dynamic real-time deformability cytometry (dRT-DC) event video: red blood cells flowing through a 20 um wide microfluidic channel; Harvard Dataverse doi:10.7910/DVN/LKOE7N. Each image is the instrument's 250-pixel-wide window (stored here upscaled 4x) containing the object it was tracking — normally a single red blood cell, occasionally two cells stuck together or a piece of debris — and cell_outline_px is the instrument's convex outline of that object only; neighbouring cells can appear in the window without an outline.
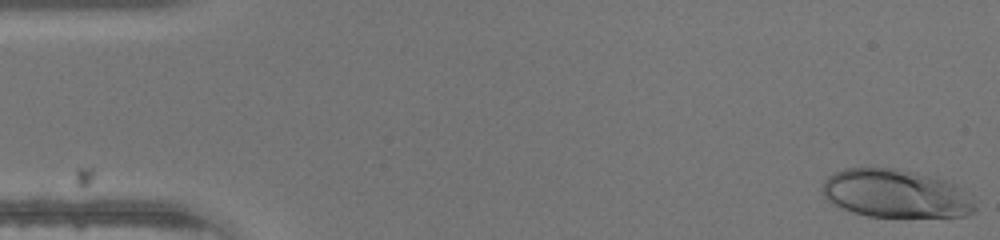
{"species": "human", "species_latin": "Homo sapiens", "temperature_condition": "warm", "stored_images_in_passage": 46, "camera_frame_rate_fps": 3000, "um_per_image_px": 0.085, "donor": {"sex": "male"}, "frame": {"image": 1, "passage_image": 1, "time_ms": 0.0, "image_size_px": [1000, 240], "cell_outline_px": [[976, 208], [972, 212], [964, 216], [868, 216], [852, 212], [840, 208], [832, 204], [824, 196], [820, 188], [824, 180], [832, 172], [844, 168], [896, 168], [944, 180], [956, 184], [960, 188]], "centroid_in_image_um": [76.02, 16.45], "position_along_channel_um": 9.0, "area_um2": 42.48}}
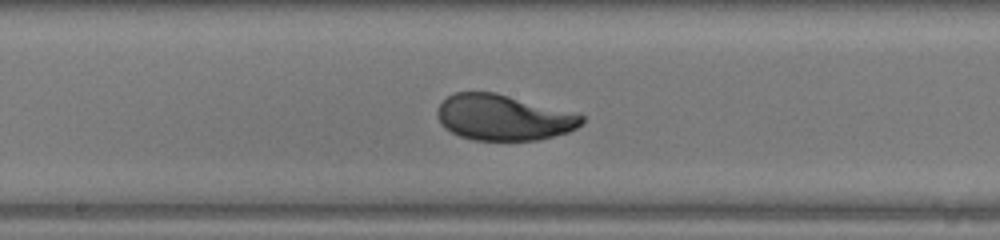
{"frame": {"image": 2, "passage_image": 24, "time_ms": 7.667, "image_size_px": [1000, 240], "cell_outline_px": [[584, 124], [568, 132], [540, 140], [472, 140], [460, 136], [444, 128], [440, 124], [436, 116], [436, 108], [448, 96], [456, 92], [496, 92], [580, 112], [584, 116]], "centroid_in_image_um": [42.84, 9.97], "position_along_channel_um": 205.4, "area_um2": 39.36}}
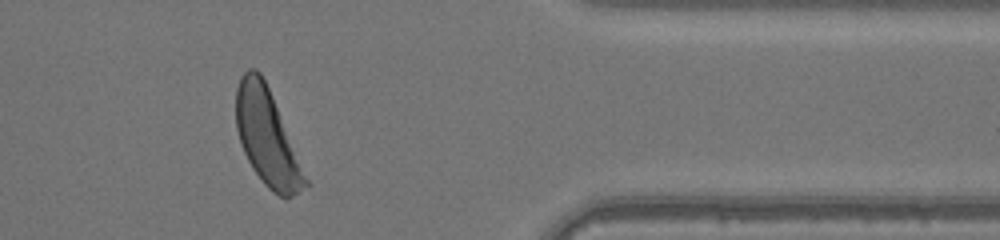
{"frame": {"image": 3, "passage_image": 38, "time_ms": 12.333, "image_size_px": [1000, 240], "cell_outline_px": [[312, 184], [292, 196], [280, 196], [272, 192], [264, 184], [252, 168], [244, 152], [236, 128], [236, 88], [240, 76], [248, 68], [256, 68], [260, 72], [268, 88]], "centroid_in_image_um": [22.72, 11.7], "position_along_channel_um": 388.7, "area_um2": 38.78}}